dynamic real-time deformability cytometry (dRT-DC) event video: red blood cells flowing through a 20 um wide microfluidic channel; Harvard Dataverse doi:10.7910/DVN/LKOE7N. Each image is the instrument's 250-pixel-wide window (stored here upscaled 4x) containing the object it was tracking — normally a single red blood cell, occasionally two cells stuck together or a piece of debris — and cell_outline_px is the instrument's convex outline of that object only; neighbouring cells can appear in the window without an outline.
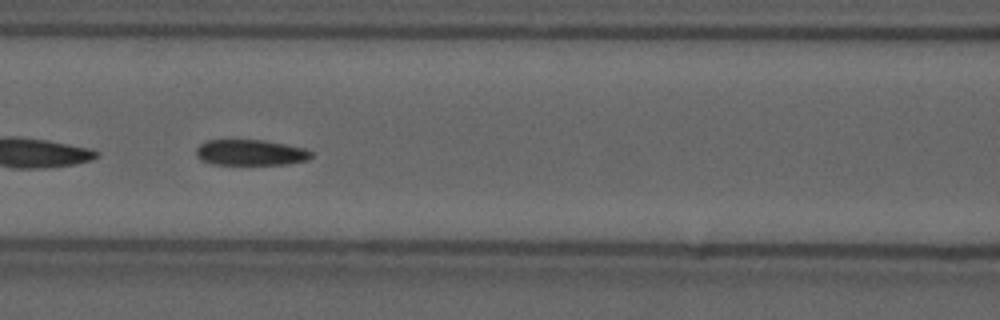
{"species": "common noctule bat (a hibernating species)", "species_latin": "Nyctalus noctula", "temperature_condition": "cold", "stored_images_in_passage": 55, "camera_frame_rate_fps": 3000, "um_per_image_px": 0.085, "animal": {"sex": "male", "forearm_length_mm": 52.5}, "frame": {"image": 1, "passage_image": 24, "time_ms": 7.667, "image_size_px": [1000, 320], "cell_outline_px": [[312, 156], [308, 160], [288, 164], [212, 164], [200, 160], [196, 156], [196, 148], [200, 144], [208, 140], [264, 140], [304, 148], [312, 152]], "centroid_in_image_um": [21.28, 12.97], "position_along_channel_um": 145.3, "area_um2": 17.28}, "authors_computed_cell_mechanics": {"area_um2": 18.1492, "velocity_mm_per_s": 3.6742, "shape_relaxation_time_tau1_ms": null, "shape_relaxation_time_tau2_ms": 1.9438, "deformation_change_tau1": null, "deformation_change_tau2": 0.0759}}